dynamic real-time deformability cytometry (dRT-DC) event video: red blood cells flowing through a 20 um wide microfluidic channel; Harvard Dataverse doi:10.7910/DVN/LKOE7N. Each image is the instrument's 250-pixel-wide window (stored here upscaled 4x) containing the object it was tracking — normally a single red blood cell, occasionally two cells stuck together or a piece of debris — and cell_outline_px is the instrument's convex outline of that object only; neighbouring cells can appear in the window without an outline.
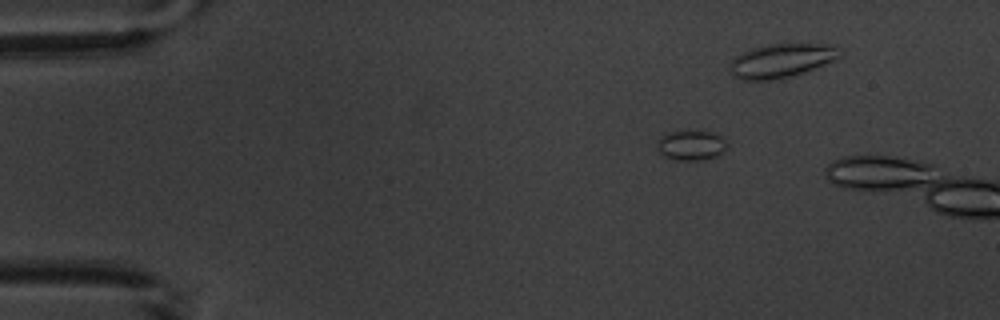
{"species": "common noctule bat (a hibernating species)", "species_latin": "Nyctalus noctula", "temperature_condition": "warm", "stored_images_in_passage": 3, "camera_frame_rate_fps": 3000, "um_per_image_px": 0.085, "animal": {"sex": "male", "body_mass_g": 20.1, "forearm_length_mm": 53.5}, "frame": {"image": 1, "passage_image": 2, "time_ms": 1.0, "image_size_px": [1000, 320], "cell_outline_px": [[728, 148], [724, 152], [716, 156], [700, 160], [676, 160], [664, 156], [660, 152], [660, 136], [672, 132], [708, 132], [720, 136], [728, 144]], "centroid_in_image_um": [58.81, 12.38], "position_along_channel_um": 26.2, "area_um2": 11.73}}